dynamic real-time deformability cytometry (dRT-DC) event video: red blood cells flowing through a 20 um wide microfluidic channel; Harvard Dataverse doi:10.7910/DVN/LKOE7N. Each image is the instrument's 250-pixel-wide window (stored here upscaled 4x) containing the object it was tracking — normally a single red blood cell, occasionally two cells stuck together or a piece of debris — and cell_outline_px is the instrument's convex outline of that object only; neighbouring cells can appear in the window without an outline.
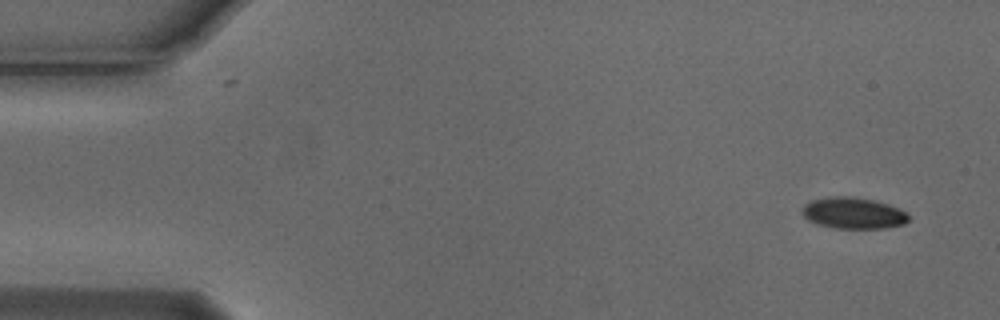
{"species": "Egyptian fruit bat (a non-hibernating species)", "species_latin": "Rousettus aegyptiacus", "temperature_condition": "cold", "stored_images_in_passage": 5, "camera_frame_rate_fps": 3000, "um_per_image_px": 0.085, "animal": {"sex": "male"}, "frame": {"image": 1, "passage_image": 1, "time_ms": 0.0, "image_size_px": [1000, 320], "cell_outline_px": [[908, 220], [904, 224], [884, 228], [836, 228], [816, 224], [808, 220], [804, 216], [804, 204], [812, 200], [836, 196], [852, 196], [872, 200], [888, 204], [900, 208], [908, 212]], "centroid_in_image_um": [72.57, 18.11], "position_along_channel_um": 12.4, "area_um2": 19.31}}
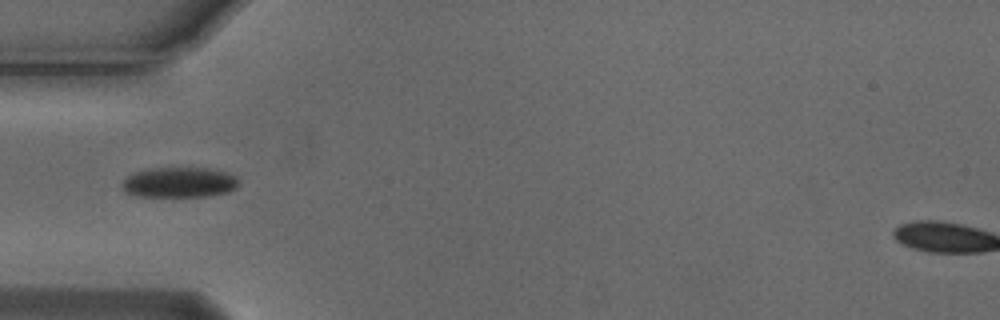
{"frame": {"image": 2, "passage_image": 5, "time_ms": 1.333, "image_size_px": [1000, 320], "cell_outline_px": [[240, 184], [236, 188], [228, 192], [208, 196], [136, 196], [124, 192], [120, 184], [128, 176], [136, 172], [152, 168], [216, 168], [236, 176]], "centroid_in_image_um": [15.27, 15.5], "position_along_channel_um": 69.7, "area_um2": 20.75}}